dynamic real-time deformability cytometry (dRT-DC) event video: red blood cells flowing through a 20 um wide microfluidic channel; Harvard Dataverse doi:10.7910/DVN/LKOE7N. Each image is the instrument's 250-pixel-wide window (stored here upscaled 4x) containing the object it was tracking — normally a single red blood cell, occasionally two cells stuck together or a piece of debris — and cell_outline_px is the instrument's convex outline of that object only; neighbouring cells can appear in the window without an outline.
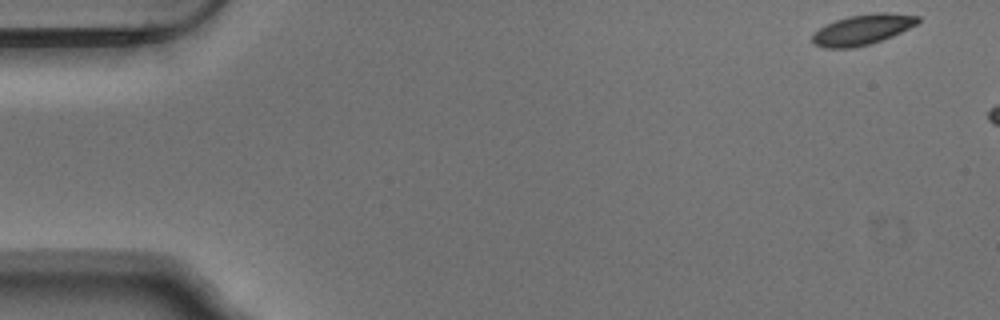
{"species": "Egyptian fruit bat (a non-hibernating species)", "species_latin": "Rousettus aegyptiacus", "temperature_condition": "warm", "stored_images_in_passage": 6, "camera_frame_rate_fps": 3000, "um_per_image_px": 0.085, "animal": {"sex": "male"}, "frame": {"image": 1, "passage_image": 1, "time_ms": 0.0, "image_size_px": [1000, 320], "cell_outline_px": [[920, 20], [916, 24], [892, 36], [868, 44], [852, 48], [824, 48], [812, 44], [812, 36], [820, 28], [836, 20], [848, 16], [876, 12], [884, 12], [920, 16]], "centroid_in_image_um": [73.3, 2.51], "position_along_channel_um": 11.7, "area_um2": 18.44}}